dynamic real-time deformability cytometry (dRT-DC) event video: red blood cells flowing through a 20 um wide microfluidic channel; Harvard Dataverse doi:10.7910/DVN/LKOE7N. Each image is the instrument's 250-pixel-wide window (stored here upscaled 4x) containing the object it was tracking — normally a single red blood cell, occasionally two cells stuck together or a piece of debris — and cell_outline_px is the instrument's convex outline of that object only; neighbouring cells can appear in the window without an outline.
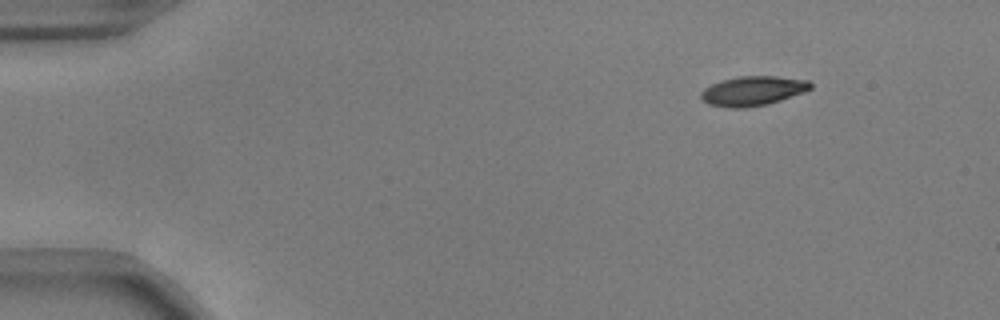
{"species": "common noctule bat (a hibernating species)", "species_latin": "Nyctalus noctula", "temperature_condition": "warm", "stored_images_in_passage": 49, "camera_frame_rate_fps": 3000, "um_per_image_px": 0.085, "animal": {"sex": "male", "body_mass_g": 17.9, "forearm_length_mm": 54.2}, "frame": {"image": 1, "passage_image": 1, "time_ms": 0.0, "image_size_px": [1000, 320], "cell_outline_px": [[812, 88], [804, 92], [768, 104], [744, 108], [728, 108], [708, 104], [700, 96], [700, 92], [704, 88], [720, 80], [740, 76], [776, 76], [808, 80], [812, 84]], "centroid_in_image_um": [63.98, 7.72], "position_along_channel_um": 21.0, "area_um2": 18.9}}
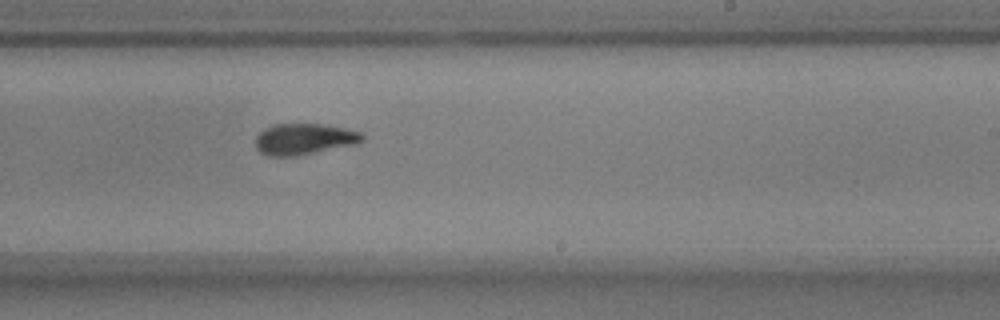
{"frame": {"image": 2, "passage_image": 28, "time_ms": 9.0, "image_size_px": [1000, 320], "cell_outline_px": [[364, 140], [356, 144], [296, 156], [268, 156], [260, 152], [256, 148], [256, 136], [264, 128], [272, 124], [320, 124], [344, 128], [364, 132]], "centroid_in_image_um": [25.86, 11.82], "position_along_channel_um": 263.1, "area_um2": 19.48}}
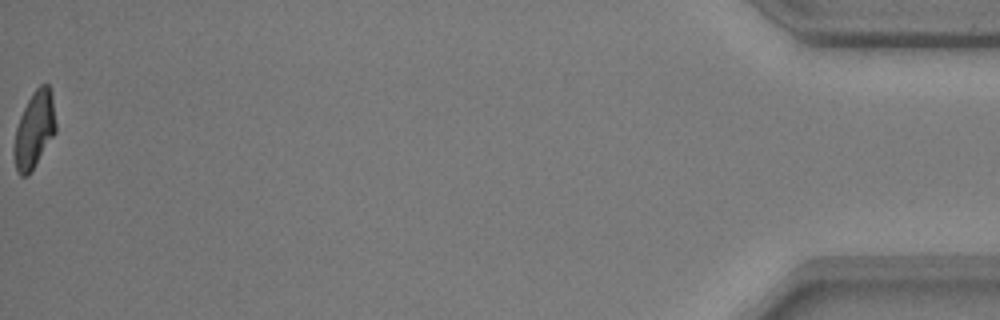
{"frame": {"image": 3, "passage_image": 49, "time_ms": 16.0, "image_size_px": [1000, 320], "cell_outline_px": [[56, 132], [32, 172], [28, 176], [20, 176], [16, 172], [12, 152], [12, 148], [16, 128], [20, 116], [32, 92], [40, 84], [48, 84], [52, 92], [56, 124]], "centroid_in_image_um": [2.9, 11.08], "position_along_channel_um": 432.3, "area_um2": 19.13}, "authors_computed_cell_mechanics": {"area_um2": 19.652, "velocity_mm_per_s": 3.7396, "shape_relaxation_time_tau1_ms": 4.3557, "shape_relaxation_time_tau2_ms": 3.2176, "deformation_change_tau1": 0.1627, "deformation_change_tau2": 0.0948}}